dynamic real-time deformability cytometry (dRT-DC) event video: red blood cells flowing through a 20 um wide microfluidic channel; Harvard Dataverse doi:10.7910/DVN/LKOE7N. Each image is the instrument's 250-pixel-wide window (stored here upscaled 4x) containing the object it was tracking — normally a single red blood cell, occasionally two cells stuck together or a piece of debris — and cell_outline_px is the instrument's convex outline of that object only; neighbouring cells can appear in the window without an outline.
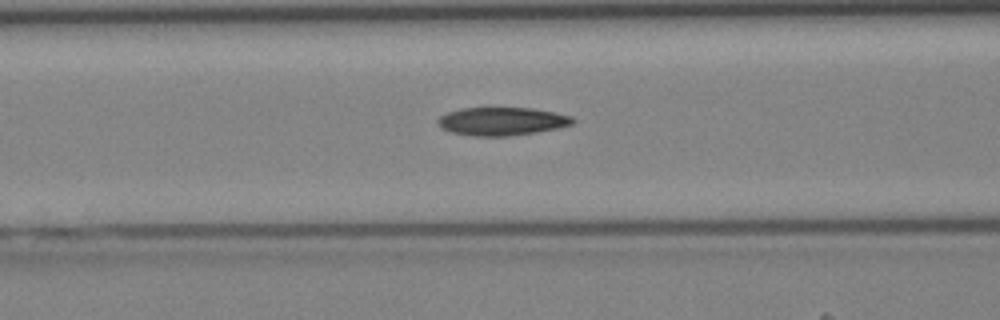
{"species": "Egyptian fruit bat (a non-hibernating species)", "species_latin": "Rousettus aegyptiacus", "temperature_condition": "cold", "stored_images_in_passage": 32, "camera_frame_rate_fps": 3000, "um_per_image_px": 0.085, "animal": {"sex": "female"}, "frame": {"image": 1, "passage_image": 7, "time_ms": 2.0, "image_size_px": [1000, 320], "cell_outline_px": [[576, 120], [572, 124], [556, 128], [536, 132], [508, 136], [472, 136], [452, 132], [440, 128], [436, 120], [440, 116], [448, 112], [460, 108], [532, 108], [556, 112], [572, 116]], "centroid_in_image_um": [42.65, 10.31], "position_along_channel_um": 124.0, "area_um2": 22.2}}
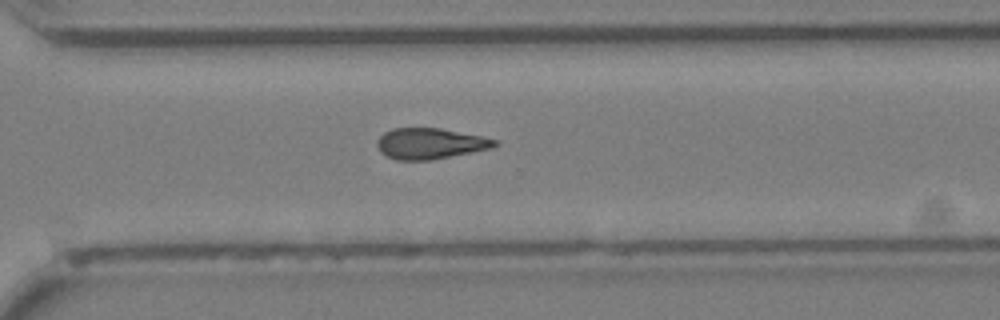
{"frame": {"image": 2, "passage_image": 20, "time_ms": 6.333, "image_size_px": [1000, 320], "cell_outline_px": [[496, 144], [492, 148], [432, 160], [396, 160], [380, 152], [376, 144], [376, 140], [384, 132], [392, 128], [440, 128], [480, 136], [496, 140]], "centroid_in_image_um": [36.5, 12.2], "position_along_channel_um": 334.1, "area_um2": 21.04}}
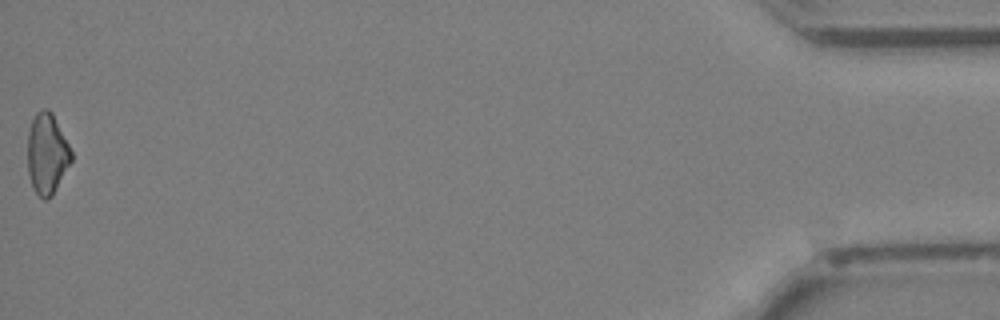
{"frame": {"image": 3, "passage_image": 32, "time_ms": 10.333, "image_size_px": [1000, 320], "cell_outline_px": [[72, 160], [52, 196], [48, 200], [44, 200], [32, 188], [28, 172], [28, 132], [32, 120], [36, 112], [44, 108], [48, 108], [52, 112], [72, 152]], "centroid_in_image_um": [3.99, 13.07], "position_along_channel_um": 431.2, "area_um2": 20.52}}